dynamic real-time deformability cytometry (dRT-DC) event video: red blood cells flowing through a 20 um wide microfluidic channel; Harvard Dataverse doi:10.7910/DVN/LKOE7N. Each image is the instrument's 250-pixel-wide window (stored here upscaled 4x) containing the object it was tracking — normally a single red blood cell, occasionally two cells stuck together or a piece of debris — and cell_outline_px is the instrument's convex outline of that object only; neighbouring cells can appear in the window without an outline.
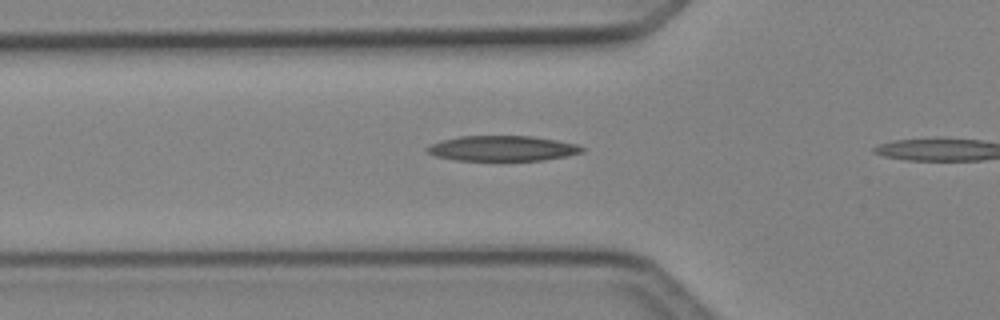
{"species": "Egyptian fruit bat (a non-hibernating species)", "species_latin": "Rousettus aegyptiacus", "temperature_condition": "cold", "stored_images_in_passage": 9, "camera_frame_rate_fps": 3000, "um_per_image_px": 0.085, "animal": {"sex": "female"}, "frame": {"image": 1, "passage_image": 8, "time_ms": 2.333, "image_size_px": [1000, 320], "cell_outline_px": [[584, 152], [568, 156], [544, 160], [456, 160], [436, 156], [428, 152], [424, 148], [428, 144], [440, 140], [460, 136], [532, 136], [556, 140], [576, 144], [584, 148]], "centroid_in_image_um": [42.68, 12.61], "position_along_channel_um": 83.1, "area_um2": 22.89}}